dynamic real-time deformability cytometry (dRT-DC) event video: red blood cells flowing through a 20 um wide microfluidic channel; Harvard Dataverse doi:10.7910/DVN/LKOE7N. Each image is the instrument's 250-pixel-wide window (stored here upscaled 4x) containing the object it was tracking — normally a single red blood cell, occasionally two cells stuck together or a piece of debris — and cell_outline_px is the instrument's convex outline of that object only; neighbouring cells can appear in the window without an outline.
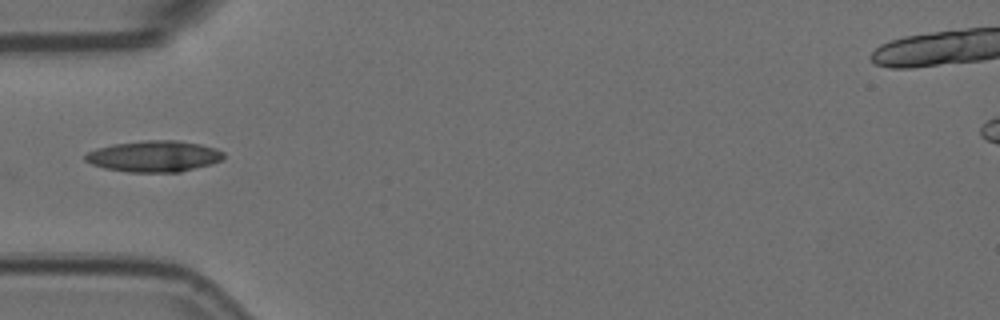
{"species": "Egyptian fruit bat (a non-hibernating species)", "species_latin": "Rousettus aegyptiacus", "temperature_condition": "room temperature", "stored_images_in_passage": 9, "camera_frame_rate_fps": 3000, "um_per_image_px": 0.085, "animal": {"sex": "female"}, "frame": {"image": 1, "passage_image": 6, "time_ms": 1.667, "image_size_px": [1000, 320], "cell_outline_px": [[224, 156], [220, 160], [212, 164], [180, 172], [128, 172], [104, 168], [92, 164], [84, 160], [84, 156], [88, 152], [96, 148], [112, 144], [144, 140], [176, 140], [200, 144], [216, 148], [224, 152]], "centroid_in_image_um": [13.09, 13.28], "position_along_channel_um": 71.9, "area_um2": 25.26}}
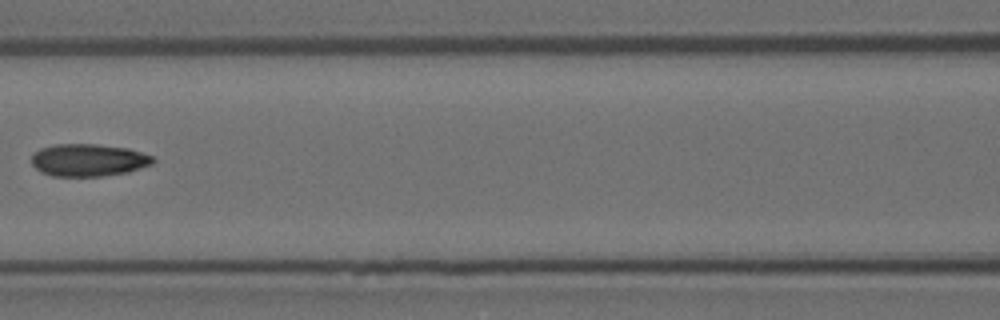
{"frame": {"image": 2, "passage_image": 8, "time_ms": 2.333, "image_size_px": [1000, 320], "cell_outline_px": [[156, 160], [152, 164], [128, 172], [100, 176], [52, 176], [40, 172], [32, 164], [32, 156], [40, 148], [56, 144], [96, 144], [128, 148], [152, 156]], "centroid_in_image_um": [7.51, 13.61], "position_along_channel_um": 159.1, "area_um2": 22.89}}
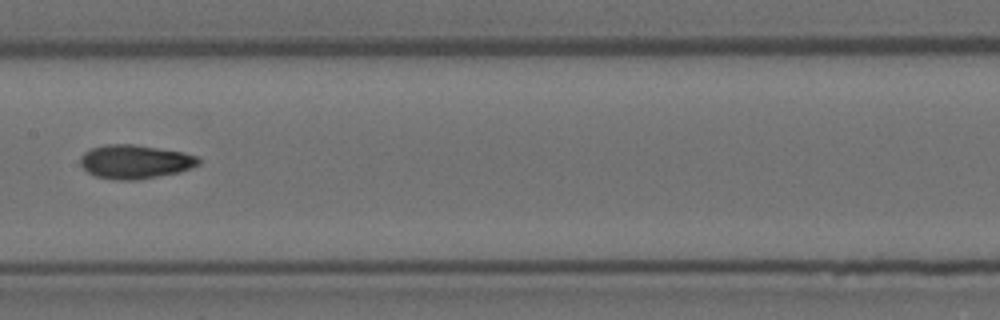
{"frame": {"image": 3, "passage_image": 9, "time_ms": 2.667, "image_size_px": [1000, 320], "cell_outline_px": [[200, 164], [180, 172], [136, 180], [120, 180], [96, 176], [88, 172], [80, 164], [80, 156], [84, 152], [92, 148], [104, 144], [132, 144], [184, 152], [200, 156]], "centroid_in_image_um": [11.5, 13.74], "position_along_channel_um": 195.9, "area_um2": 23.35}}